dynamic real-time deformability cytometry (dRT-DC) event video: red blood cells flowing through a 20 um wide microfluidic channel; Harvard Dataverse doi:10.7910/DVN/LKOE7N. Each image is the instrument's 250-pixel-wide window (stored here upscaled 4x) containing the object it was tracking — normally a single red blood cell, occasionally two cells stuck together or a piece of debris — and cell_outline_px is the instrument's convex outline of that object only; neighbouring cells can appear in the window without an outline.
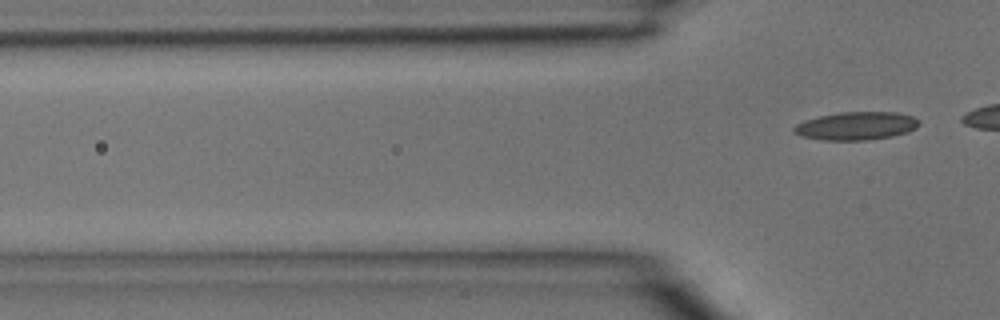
{"species": "common noctule bat (a hibernating species)", "species_latin": "Nyctalus noctula", "temperature_condition": "room temperature", "stored_images_in_passage": 3, "camera_frame_rate_fps": 3000, "um_per_image_px": 0.085, "animal": {"sex": "male", "body_mass_g": 15.6}, "frame": {"image": 1, "passage_image": 3, "time_ms": 0.667, "image_size_px": [1000, 320], "cell_outline_px": [[920, 124], [916, 128], [908, 132], [892, 136], [868, 140], [824, 140], [800, 136], [792, 132], [792, 128], [796, 124], [804, 120], [820, 116], [840, 112], [896, 112], [912, 116], [920, 120]], "centroid_in_image_um": [72.78, 10.7], "position_along_channel_um": 53.0, "area_um2": 20.63}}